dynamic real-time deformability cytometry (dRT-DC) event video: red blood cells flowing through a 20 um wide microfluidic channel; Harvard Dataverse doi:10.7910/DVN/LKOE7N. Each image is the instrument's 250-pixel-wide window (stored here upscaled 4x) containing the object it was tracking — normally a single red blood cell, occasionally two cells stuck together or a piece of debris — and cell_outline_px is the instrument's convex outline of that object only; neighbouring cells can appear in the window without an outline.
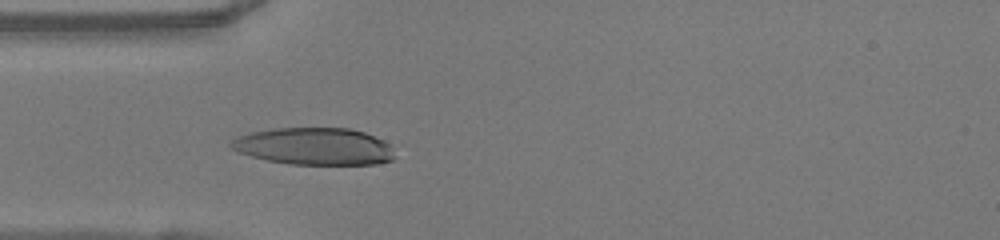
{"species": "human", "species_latin": "Homo sapiens", "temperature_condition": "warm", "stored_images_in_passage": 40, "camera_frame_rate_fps": 3000, "um_per_image_px": 0.085, "donor": {"sex": "female"}, "frame": {"image": 1, "passage_image": 14, "time_ms": 4.333, "image_size_px": [1000, 240], "cell_outline_px": [[396, 156], [392, 160], [376, 164], [288, 164], [268, 160], [236, 152], [228, 144], [232, 140], [240, 136], [252, 132], [276, 128], [348, 128], [364, 132], [384, 140], [392, 148]], "centroid_in_image_um": [26.73, 12.44], "position_along_channel_um": 58.3, "area_um2": 35.37}}
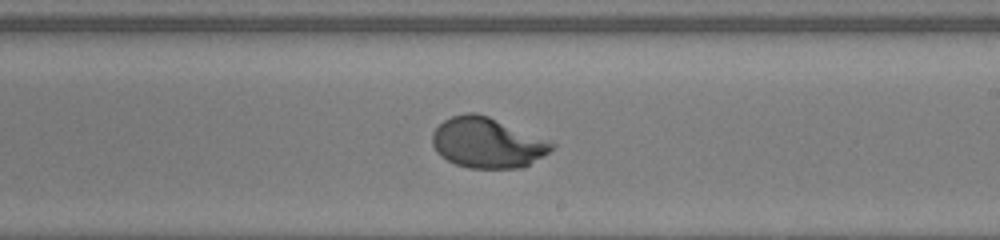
{"frame": {"image": 2, "passage_image": 28, "time_ms": 9.0, "image_size_px": [1000, 240], "cell_outline_px": [[556, 144], [548, 152], [528, 164], [520, 168], [468, 168], [456, 164], [440, 156], [436, 152], [432, 144], [432, 132], [444, 120], [452, 116], [468, 112], [476, 112], [488, 116]], "centroid_in_image_um": [41.35, 12.13], "position_along_channel_um": 247.7, "area_um2": 34.56}}
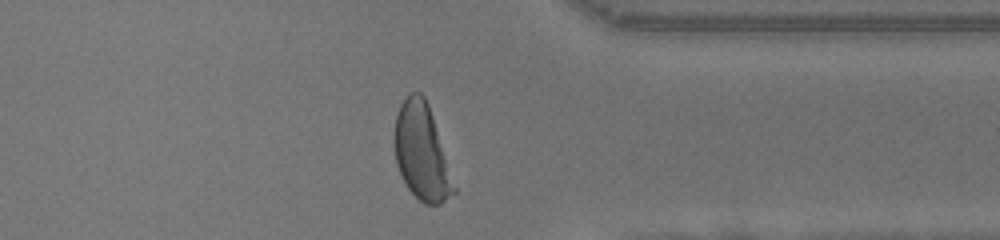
{"frame": {"image": 3, "passage_image": 38, "time_ms": 12.333, "image_size_px": [1000, 240], "cell_outline_px": [[456, 192], [440, 204], [424, 204], [408, 188], [396, 164], [396, 116], [400, 104], [412, 92], [420, 92], [424, 96], [428, 104], [456, 188]], "centroid_in_image_um": [35.86, 12.95], "position_along_channel_um": 375.5, "area_um2": 32.25}, "authors_computed_cell_mechanics": {"area_um2": 34.9401, "velocity_mm_per_s": 4.0873, "shape_relaxation_time_tau1_ms": 3.3839, "shape_relaxation_time_tau2_ms": null, "deformation_change_tau1": 0.2305, "deformation_change_tau2": null}}